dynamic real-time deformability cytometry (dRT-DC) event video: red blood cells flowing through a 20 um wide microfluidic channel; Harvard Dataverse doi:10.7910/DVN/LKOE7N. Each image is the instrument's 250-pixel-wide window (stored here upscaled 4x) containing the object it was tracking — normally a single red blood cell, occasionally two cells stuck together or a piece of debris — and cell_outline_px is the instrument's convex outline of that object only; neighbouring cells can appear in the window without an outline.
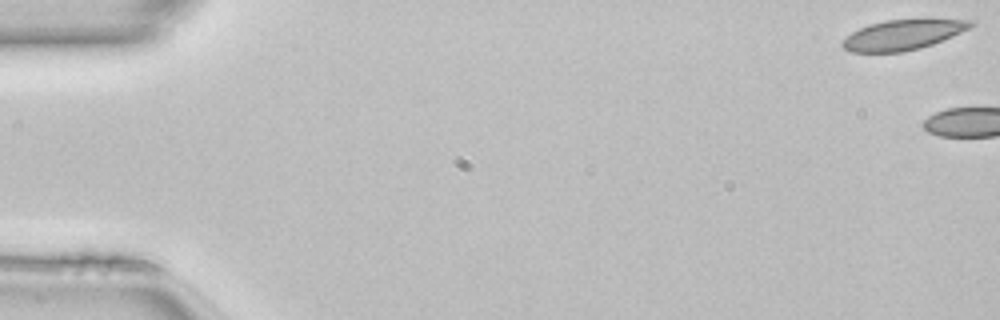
{"species": "common noctule bat (a hibernating species)", "species_latin": "Nyctalus noctula", "temperature_condition": "room temperature", "stored_images_in_passage": 4, "camera_frame_rate_fps": 3000, "um_per_image_px": 0.085, "animal": {"sex": "female", "body_mass_g": 22.7, "forearm_length_mm": 54.2}, "frame": {"image": 1, "passage_image": 1, "time_ms": 0.0, "image_size_px": [1000, 320], "cell_outline_px": [[976, 24], [952, 36], [932, 44], [920, 48], [900, 52], [852, 52], [844, 48], [840, 44], [840, 40], [852, 32], [868, 24], [884, 20], [920, 16], [928, 16], [976, 20]], "centroid_in_image_um": [76.81, 2.88], "position_along_channel_um": 8.2, "area_um2": 23.7}}